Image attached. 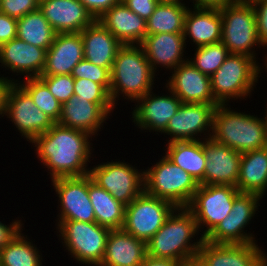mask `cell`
Instances as JSON below:
<instances>
[{
    "label": "cell",
    "instance_id": "obj_30",
    "mask_svg": "<svg viewBox=\"0 0 267 266\" xmlns=\"http://www.w3.org/2000/svg\"><path fill=\"white\" fill-rule=\"evenodd\" d=\"M204 139L168 142L165 156L203 185L206 157Z\"/></svg>",
    "mask_w": 267,
    "mask_h": 266
},
{
    "label": "cell",
    "instance_id": "obj_27",
    "mask_svg": "<svg viewBox=\"0 0 267 266\" xmlns=\"http://www.w3.org/2000/svg\"><path fill=\"white\" fill-rule=\"evenodd\" d=\"M146 257V243L123 229L111 230L99 266H140Z\"/></svg>",
    "mask_w": 267,
    "mask_h": 266
},
{
    "label": "cell",
    "instance_id": "obj_17",
    "mask_svg": "<svg viewBox=\"0 0 267 266\" xmlns=\"http://www.w3.org/2000/svg\"><path fill=\"white\" fill-rule=\"evenodd\" d=\"M204 154L206 164L203 185L236 187L241 153L208 138L204 140Z\"/></svg>",
    "mask_w": 267,
    "mask_h": 266
},
{
    "label": "cell",
    "instance_id": "obj_22",
    "mask_svg": "<svg viewBox=\"0 0 267 266\" xmlns=\"http://www.w3.org/2000/svg\"><path fill=\"white\" fill-rule=\"evenodd\" d=\"M46 49L14 38L0 46L1 66L27 78H38L46 64Z\"/></svg>",
    "mask_w": 267,
    "mask_h": 266
},
{
    "label": "cell",
    "instance_id": "obj_5",
    "mask_svg": "<svg viewBox=\"0 0 267 266\" xmlns=\"http://www.w3.org/2000/svg\"><path fill=\"white\" fill-rule=\"evenodd\" d=\"M257 60L245 55L229 54L220 68L210 77L211 91L219 105L231 99L250 95L258 83L260 65Z\"/></svg>",
    "mask_w": 267,
    "mask_h": 266
},
{
    "label": "cell",
    "instance_id": "obj_10",
    "mask_svg": "<svg viewBox=\"0 0 267 266\" xmlns=\"http://www.w3.org/2000/svg\"><path fill=\"white\" fill-rule=\"evenodd\" d=\"M239 193L237 187L230 185L198 186L187 208L194 215L198 229L206 227L203 234H200L201 237L205 238L229 215Z\"/></svg>",
    "mask_w": 267,
    "mask_h": 266
},
{
    "label": "cell",
    "instance_id": "obj_51",
    "mask_svg": "<svg viewBox=\"0 0 267 266\" xmlns=\"http://www.w3.org/2000/svg\"><path fill=\"white\" fill-rule=\"evenodd\" d=\"M267 108V107H266ZM266 114H265V119H266V126H267V110H266V112H265Z\"/></svg>",
    "mask_w": 267,
    "mask_h": 266
},
{
    "label": "cell",
    "instance_id": "obj_33",
    "mask_svg": "<svg viewBox=\"0 0 267 266\" xmlns=\"http://www.w3.org/2000/svg\"><path fill=\"white\" fill-rule=\"evenodd\" d=\"M56 31L40 10L17 19V38L48 50L56 37Z\"/></svg>",
    "mask_w": 267,
    "mask_h": 266
},
{
    "label": "cell",
    "instance_id": "obj_1",
    "mask_svg": "<svg viewBox=\"0 0 267 266\" xmlns=\"http://www.w3.org/2000/svg\"><path fill=\"white\" fill-rule=\"evenodd\" d=\"M89 139L91 141L92 136L83 131L55 123L31 143L36 147L37 158L48 168L53 180L89 174L90 168L86 167L93 148Z\"/></svg>",
    "mask_w": 267,
    "mask_h": 266
},
{
    "label": "cell",
    "instance_id": "obj_12",
    "mask_svg": "<svg viewBox=\"0 0 267 266\" xmlns=\"http://www.w3.org/2000/svg\"><path fill=\"white\" fill-rule=\"evenodd\" d=\"M89 175L93 182L126 206L144 190V172L121 161L98 164L90 168Z\"/></svg>",
    "mask_w": 267,
    "mask_h": 266
},
{
    "label": "cell",
    "instance_id": "obj_20",
    "mask_svg": "<svg viewBox=\"0 0 267 266\" xmlns=\"http://www.w3.org/2000/svg\"><path fill=\"white\" fill-rule=\"evenodd\" d=\"M171 75L165 86L182 103L218 104L211 91L210 77L201 73L189 60L175 68Z\"/></svg>",
    "mask_w": 267,
    "mask_h": 266
},
{
    "label": "cell",
    "instance_id": "obj_49",
    "mask_svg": "<svg viewBox=\"0 0 267 266\" xmlns=\"http://www.w3.org/2000/svg\"><path fill=\"white\" fill-rule=\"evenodd\" d=\"M159 1H167V2H179V3H181V0H159Z\"/></svg>",
    "mask_w": 267,
    "mask_h": 266
},
{
    "label": "cell",
    "instance_id": "obj_19",
    "mask_svg": "<svg viewBox=\"0 0 267 266\" xmlns=\"http://www.w3.org/2000/svg\"><path fill=\"white\" fill-rule=\"evenodd\" d=\"M114 107V104H96L86 99H78V96L73 95L62 104L61 116L57 124L96 136Z\"/></svg>",
    "mask_w": 267,
    "mask_h": 266
},
{
    "label": "cell",
    "instance_id": "obj_36",
    "mask_svg": "<svg viewBox=\"0 0 267 266\" xmlns=\"http://www.w3.org/2000/svg\"><path fill=\"white\" fill-rule=\"evenodd\" d=\"M230 52L220 41L196 47L195 57L190 62L203 74L211 77L224 63Z\"/></svg>",
    "mask_w": 267,
    "mask_h": 266
},
{
    "label": "cell",
    "instance_id": "obj_40",
    "mask_svg": "<svg viewBox=\"0 0 267 266\" xmlns=\"http://www.w3.org/2000/svg\"><path fill=\"white\" fill-rule=\"evenodd\" d=\"M40 0H0V13L16 19L39 10Z\"/></svg>",
    "mask_w": 267,
    "mask_h": 266
},
{
    "label": "cell",
    "instance_id": "obj_47",
    "mask_svg": "<svg viewBox=\"0 0 267 266\" xmlns=\"http://www.w3.org/2000/svg\"><path fill=\"white\" fill-rule=\"evenodd\" d=\"M140 266H181L178 262L170 259L153 258L146 255Z\"/></svg>",
    "mask_w": 267,
    "mask_h": 266
},
{
    "label": "cell",
    "instance_id": "obj_8",
    "mask_svg": "<svg viewBox=\"0 0 267 266\" xmlns=\"http://www.w3.org/2000/svg\"><path fill=\"white\" fill-rule=\"evenodd\" d=\"M219 9L222 17L221 42L230 54L245 55L256 60L254 46L260 45L261 47L262 45L257 35L255 10L252 3L235 1Z\"/></svg>",
    "mask_w": 267,
    "mask_h": 266
},
{
    "label": "cell",
    "instance_id": "obj_48",
    "mask_svg": "<svg viewBox=\"0 0 267 266\" xmlns=\"http://www.w3.org/2000/svg\"><path fill=\"white\" fill-rule=\"evenodd\" d=\"M235 1L237 0H193V5L194 7L221 8L224 5Z\"/></svg>",
    "mask_w": 267,
    "mask_h": 266
},
{
    "label": "cell",
    "instance_id": "obj_43",
    "mask_svg": "<svg viewBox=\"0 0 267 266\" xmlns=\"http://www.w3.org/2000/svg\"><path fill=\"white\" fill-rule=\"evenodd\" d=\"M17 36V19L0 13V46Z\"/></svg>",
    "mask_w": 267,
    "mask_h": 266
},
{
    "label": "cell",
    "instance_id": "obj_46",
    "mask_svg": "<svg viewBox=\"0 0 267 266\" xmlns=\"http://www.w3.org/2000/svg\"><path fill=\"white\" fill-rule=\"evenodd\" d=\"M11 79L12 78L8 79V77H3V75L0 77V115H2V117L5 115V107L9 89L13 83L20 82L18 80L15 81V79Z\"/></svg>",
    "mask_w": 267,
    "mask_h": 266
},
{
    "label": "cell",
    "instance_id": "obj_25",
    "mask_svg": "<svg viewBox=\"0 0 267 266\" xmlns=\"http://www.w3.org/2000/svg\"><path fill=\"white\" fill-rule=\"evenodd\" d=\"M97 20L123 45H139L147 36L146 21L124 3L112 6Z\"/></svg>",
    "mask_w": 267,
    "mask_h": 266
},
{
    "label": "cell",
    "instance_id": "obj_31",
    "mask_svg": "<svg viewBox=\"0 0 267 266\" xmlns=\"http://www.w3.org/2000/svg\"><path fill=\"white\" fill-rule=\"evenodd\" d=\"M88 193L96 222L110 230L122 229L126 205L117 201L112 194L93 182L89 174Z\"/></svg>",
    "mask_w": 267,
    "mask_h": 266
},
{
    "label": "cell",
    "instance_id": "obj_2",
    "mask_svg": "<svg viewBox=\"0 0 267 266\" xmlns=\"http://www.w3.org/2000/svg\"><path fill=\"white\" fill-rule=\"evenodd\" d=\"M198 231L192 212L187 207H176L162 227L146 242V255L170 259L181 266H193L204 241L203 237L197 242L191 240Z\"/></svg>",
    "mask_w": 267,
    "mask_h": 266
},
{
    "label": "cell",
    "instance_id": "obj_45",
    "mask_svg": "<svg viewBox=\"0 0 267 266\" xmlns=\"http://www.w3.org/2000/svg\"><path fill=\"white\" fill-rule=\"evenodd\" d=\"M21 220H14L10 225L0 222V250L6 246L20 231H22Z\"/></svg>",
    "mask_w": 267,
    "mask_h": 266
},
{
    "label": "cell",
    "instance_id": "obj_9",
    "mask_svg": "<svg viewBox=\"0 0 267 266\" xmlns=\"http://www.w3.org/2000/svg\"><path fill=\"white\" fill-rule=\"evenodd\" d=\"M176 207L144 190L127 206L122 229L145 243L162 227Z\"/></svg>",
    "mask_w": 267,
    "mask_h": 266
},
{
    "label": "cell",
    "instance_id": "obj_50",
    "mask_svg": "<svg viewBox=\"0 0 267 266\" xmlns=\"http://www.w3.org/2000/svg\"><path fill=\"white\" fill-rule=\"evenodd\" d=\"M237 1H241V2H249V3H251V2H253L254 0H237Z\"/></svg>",
    "mask_w": 267,
    "mask_h": 266
},
{
    "label": "cell",
    "instance_id": "obj_26",
    "mask_svg": "<svg viewBox=\"0 0 267 266\" xmlns=\"http://www.w3.org/2000/svg\"><path fill=\"white\" fill-rule=\"evenodd\" d=\"M84 59L103 67L112 68L118 50L123 44L98 20L81 31Z\"/></svg>",
    "mask_w": 267,
    "mask_h": 266
},
{
    "label": "cell",
    "instance_id": "obj_34",
    "mask_svg": "<svg viewBox=\"0 0 267 266\" xmlns=\"http://www.w3.org/2000/svg\"><path fill=\"white\" fill-rule=\"evenodd\" d=\"M21 232L0 250V266H42L39 249Z\"/></svg>",
    "mask_w": 267,
    "mask_h": 266
},
{
    "label": "cell",
    "instance_id": "obj_44",
    "mask_svg": "<svg viewBox=\"0 0 267 266\" xmlns=\"http://www.w3.org/2000/svg\"><path fill=\"white\" fill-rule=\"evenodd\" d=\"M95 20L99 19L112 6L118 4V0H79Z\"/></svg>",
    "mask_w": 267,
    "mask_h": 266
},
{
    "label": "cell",
    "instance_id": "obj_21",
    "mask_svg": "<svg viewBox=\"0 0 267 266\" xmlns=\"http://www.w3.org/2000/svg\"><path fill=\"white\" fill-rule=\"evenodd\" d=\"M39 10L57 34L81 32L95 21L79 0H40Z\"/></svg>",
    "mask_w": 267,
    "mask_h": 266
},
{
    "label": "cell",
    "instance_id": "obj_16",
    "mask_svg": "<svg viewBox=\"0 0 267 266\" xmlns=\"http://www.w3.org/2000/svg\"><path fill=\"white\" fill-rule=\"evenodd\" d=\"M60 203L58 220L96 222L88 193V175L52 180Z\"/></svg>",
    "mask_w": 267,
    "mask_h": 266
},
{
    "label": "cell",
    "instance_id": "obj_53",
    "mask_svg": "<svg viewBox=\"0 0 267 266\" xmlns=\"http://www.w3.org/2000/svg\"><path fill=\"white\" fill-rule=\"evenodd\" d=\"M265 58H266V60H265V64H266V65H265V66H266V68H267V57L265 56Z\"/></svg>",
    "mask_w": 267,
    "mask_h": 266
},
{
    "label": "cell",
    "instance_id": "obj_18",
    "mask_svg": "<svg viewBox=\"0 0 267 266\" xmlns=\"http://www.w3.org/2000/svg\"><path fill=\"white\" fill-rule=\"evenodd\" d=\"M169 95L156 96L152 91L136 100L132 111L133 122L141 130L157 131L162 134L169 120L175 115L182 101L168 89ZM152 93V94H151Z\"/></svg>",
    "mask_w": 267,
    "mask_h": 266
},
{
    "label": "cell",
    "instance_id": "obj_3",
    "mask_svg": "<svg viewBox=\"0 0 267 266\" xmlns=\"http://www.w3.org/2000/svg\"><path fill=\"white\" fill-rule=\"evenodd\" d=\"M110 98L114 106L120 93L135 102L152 91L155 72L140 45L125 44L117 52L111 68ZM118 99V100H116Z\"/></svg>",
    "mask_w": 267,
    "mask_h": 266
},
{
    "label": "cell",
    "instance_id": "obj_52",
    "mask_svg": "<svg viewBox=\"0 0 267 266\" xmlns=\"http://www.w3.org/2000/svg\"><path fill=\"white\" fill-rule=\"evenodd\" d=\"M126 0H118V3H124Z\"/></svg>",
    "mask_w": 267,
    "mask_h": 266
},
{
    "label": "cell",
    "instance_id": "obj_23",
    "mask_svg": "<svg viewBox=\"0 0 267 266\" xmlns=\"http://www.w3.org/2000/svg\"><path fill=\"white\" fill-rule=\"evenodd\" d=\"M84 59L81 32L60 33L46 51V64L41 76L68 75Z\"/></svg>",
    "mask_w": 267,
    "mask_h": 266
},
{
    "label": "cell",
    "instance_id": "obj_13",
    "mask_svg": "<svg viewBox=\"0 0 267 266\" xmlns=\"http://www.w3.org/2000/svg\"><path fill=\"white\" fill-rule=\"evenodd\" d=\"M5 115L11 118L19 133L30 143L55 124L35 106L30 95L18 83H13L9 89Z\"/></svg>",
    "mask_w": 267,
    "mask_h": 266
},
{
    "label": "cell",
    "instance_id": "obj_15",
    "mask_svg": "<svg viewBox=\"0 0 267 266\" xmlns=\"http://www.w3.org/2000/svg\"><path fill=\"white\" fill-rule=\"evenodd\" d=\"M193 266H267V256L256 243L214 244L204 240Z\"/></svg>",
    "mask_w": 267,
    "mask_h": 266
},
{
    "label": "cell",
    "instance_id": "obj_39",
    "mask_svg": "<svg viewBox=\"0 0 267 266\" xmlns=\"http://www.w3.org/2000/svg\"><path fill=\"white\" fill-rule=\"evenodd\" d=\"M38 78L61 104L67 102L74 95V78L71 74L40 76Z\"/></svg>",
    "mask_w": 267,
    "mask_h": 266
},
{
    "label": "cell",
    "instance_id": "obj_32",
    "mask_svg": "<svg viewBox=\"0 0 267 266\" xmlns=\"http://www.w3.org/2000/svg\"><path fill=\"white\" fill-rule=\"evenodd\" d=\"M182 2L160 1L146 21L147 35L158 33H184L185 16L188 11Z\"/></svg>",
    "mask_w": 267,
    "mask_h": 266
},
{
    "label": "cell",
    "instance_id": "obj_29",
    "mask_svg": "<svg viewBox=\"0 0 267 266\" xmlns=\"http://www.w3.org/2000/svg\"><path fill=\"white\" fill-rule=\"evenodd\" d=\"M236 187L240 192L264 196L267 190V146L241 154Z\"/></svg>",
    "mask_w": 267,
    "mask_h": 266
},
{
    "label": "cell",
    "instance_id": "obj_28",
    "mask_svg": "<svg viewBox=\"0 0 267 266\" xmlns=\"http://www.w3.org/2000/svg\"><path fill=\"white\" fill-rule=\"evenodd\" d=\"M192 10L188 8L185 16V41L189 36L196 47L220 42L222 40L220 9L193 7Z\"/></svg>",
    "mask_w": 267,
    "mask_h": 266
},
{
    "label": "cell",
    "instance_id": "obj_35",
    "mask_svg": "<svg viewBox=\"0 0 267 266\" xmlns=\"http://www.w3.org/2000/svg\"><path fill=\"white\" fill-rule=\"evenodd\" d=\"M18 83L32 98L35 106L58 123L62 104L52 95L48 87L39 78H27ZM22 83V84H21Z\"/></svg>",
    "mask_w": 267,
    "mask_h": 266
},
{
    "label": "cell",
    "instance_id": "obj_38",
    "mask_svg": "<svg viewBox=\"0 0 267 266\" xmlns=\"http://www.w3.org/2000/svg\"><path fill=\"white\" fill-rule=\"evenodd\" d=\"M111 68L97 66L86 59H82L72 70L73 78H86L101 84L110 92Z\"/></svg>",
    "mask_w": 267,
    "mask_h": 266
},
{
    "label": "cell",
    "instance_id": "obj_6",
    "mask_svg": "<svg viewBox=\"0 0 267 266\" xmlns=\"http://www.w3.org/2000/svg\"><path fill=\"white\" fill-rule=\"evenodd\" d=\"M143 172L144 191L175 207H188L199 186L189 173L166 156Z\"/></svg>",
    "mask_w": 267,
    "mask_h": 266
},
{
    "label": "cell",
    "instance_id": "obj_41",
    "mask_svg": "<svg viewBox=\"0 0 267 266\" xmlns=\"http://www.w3.org/2000/svg\"><path fill=\"white\" fill-rule=\"evenodd\" d=\"M251 3L255 10L259 41L263 47H267V0H254Z\"/></svg>",
    "mask_w": 267,
    "mask_h": 266
},
{
    "label": "cell",
    "instance_id": "obj_4",
    "mask_svg": "<svg viewBox=\"0 0 267 266\" xmlns=\"http://www.w3.org/2000/svg\"><path fill=\"white\" fill-rule=\"evenodd\" d=\"M230 109L227 104L216 107L211 138L241 154L266 147L265 117L260 119Z\"/></svg>",
    "mask_w": 267,
    "mask_h": 266
},
{
    "label": "cell",
    "instance_id": "obj_7",
    "mask_svg": "<svg viewBox=\"0 0 267 266\" xmlns=\"http://www.w3.org/2000/svg\"><path fill=\"white\" fill-rule=\"evenodd\" d=\"M59 236L77 262L99 266L103 260L110 229L97 222L58 220Z\"/></svg>",
    "mask_w": 267,
    "mask_h": 266
},
{
    "label": "cell",
    "instance_id": "obj_11",
    "mask_svg": "<svg viewBox=\"0 0 267 266\" xmlns=\"http://www.w3.org/2000/svg\"><path fill=\"white\" fill-rule=\"evenodd\" d=\"M261 199L262 196L256 193L240 192L234 199L229 215L204 240L214 244L256 243L254 235L244 232V228L256 214Z\"/></svg>",
    "mask_w": 267,
    "mask_h": 266
},
{
    "label": "cell",
    "instance_id": "obj_37",
    "mask_svg": "<svg viewBox=\"0 0 267 266\" xmlns=\"http://www.w3.org/2000/svg\"><path fill=\"white\" fill-rule=\"evenodd\" d=\"M74 95L96 104H113L109 92L101 84L86 78H74Z\"/></svg>",
    "mask_w": 267,
    "mask_h": 266
},
{
    "label": "cell",
    "instance_id": "obj_24",
    "mask_svg": "<svg viewBox=\"0 0 267 266\" xmlns=\"http://www.w3.org/2000/svg\"><path fill=\"white\" fill-rule=\"evenodd\" d=\"M186 42L184 33H158L147 35L139 45L156 73L158 65L173 71L189 60V58L187 60L182 58Z\"/></svg>",
    "mask_w": 267,
    "mask_h": 266
},
{
    "label": "cell",
    "instance_id": "obj_42",
    "mask_svg": "<svg viewBox=\"0 0 267 266\" xmlns=\"http://www.w3.org/2000/svg\"><path fill=\"white\" fill-rule=\"evenodd\" d=\"M159 0H126L124 4L134 13L147 21L153 14Z\"/></svg>",
    "mask_w": 267,
    "mask_h": 266
},
{
    "label": "cell",
    "instance_id": "obj_14",
    "mask_svg": "<svg viewBox=\"0 0 267 266\" xmlns=\"http://www.w3.org/2000/svg\"><path fill=\"white\" fill-rule=\"evenodd\" d=\"M218 105L182 103L162 133L171 136L168 142L200 140L198 136H201V133L208 134L207 139L211 138L214 112Z\"/></svg>",
    "mask_w": 267,
    "mask_h": 266
}]
</instances>
